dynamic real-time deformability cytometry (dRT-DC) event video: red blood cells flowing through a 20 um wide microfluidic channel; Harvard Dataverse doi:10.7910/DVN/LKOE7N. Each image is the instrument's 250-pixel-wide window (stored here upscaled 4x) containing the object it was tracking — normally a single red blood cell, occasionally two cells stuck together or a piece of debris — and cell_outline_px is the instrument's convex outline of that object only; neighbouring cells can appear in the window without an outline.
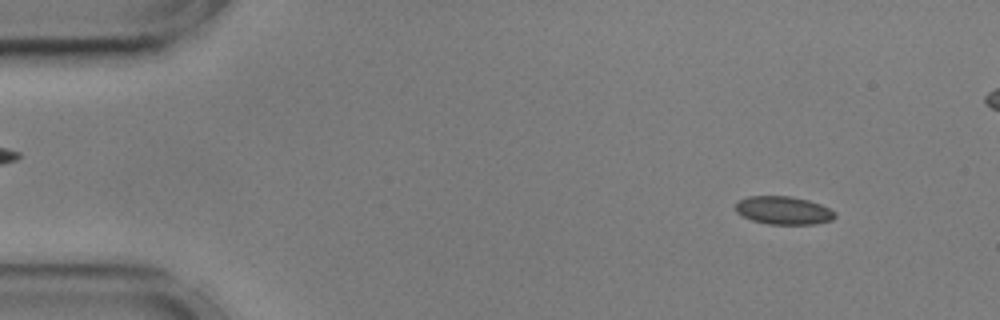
{"species": "common noctule bat (a hibernating species)", "species_latin": "Nyctalus noctula", "temperature_condition": "cold", "stored_images_in_passage": 56, "segment_of_instrument_passage": [1, 2], "camera_frame_rate_fps": 3000, "um_per_image_px": 0.085, "animal": {"sex": "male", "body_mass_g": 17.9, "forearm_length_mm": 54.2}, "frame": {"image": 1, "passage_image": 5, "time_ms": 1.333, "image_size_px": [1000, 320], "cell_outline_px": [[836, 216], [832, 220], [816, 224], [768, 224], [752, 220], [736, 212], [736, 204], [740, 200], [748, 196], [788, 196], [808, 200], [820, 204], [836, 212]], "centroid_in_image_um": [66.62, 17.89], "position_along_channel_um": 18.4, "area_um2": 16.18}}
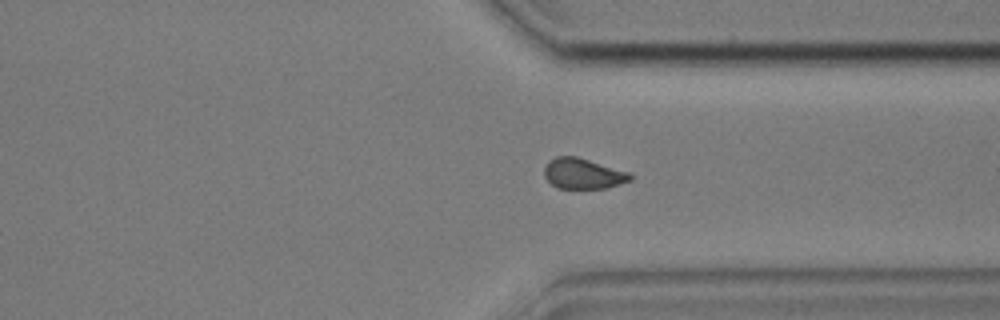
{"frame": {"image": 2, "passage_image": 41, "time_ms": 13.333, "image_size_px": [1000, 320], "cell_outline_px": [[632, 180], [608, 188], [556, 188], [544, 176], [544, 168], [548, 160], [556, 156], [576, 156], [632, 172]], "centroid_in_image_um": [49.59, 14.75], "position_along_channel_um": 361.8, "area_um2": 15.55}}
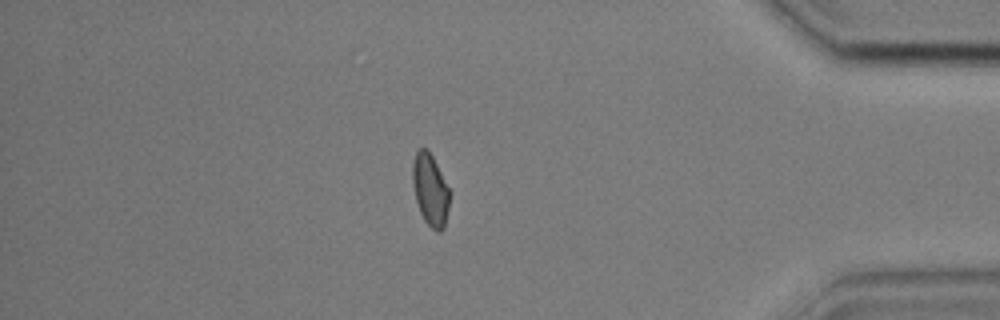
{"frame": {"image": 3, "passage_image": 47, "time_ms": 15.333, "image_size_px": [1000, 320], "cell_outline_px": [[448, 208], [444, 228], [440, 232], [436, 232], [424, 220], [420, 212], [416, 200], [412, 184], [412, 164], [416, 152], [420, 148], [428, 148], [448, 188]], "centroid_in_image_um": [36.54, 16.14], "position_along_channel_um": 398.7, "area_um2": 15.26}}